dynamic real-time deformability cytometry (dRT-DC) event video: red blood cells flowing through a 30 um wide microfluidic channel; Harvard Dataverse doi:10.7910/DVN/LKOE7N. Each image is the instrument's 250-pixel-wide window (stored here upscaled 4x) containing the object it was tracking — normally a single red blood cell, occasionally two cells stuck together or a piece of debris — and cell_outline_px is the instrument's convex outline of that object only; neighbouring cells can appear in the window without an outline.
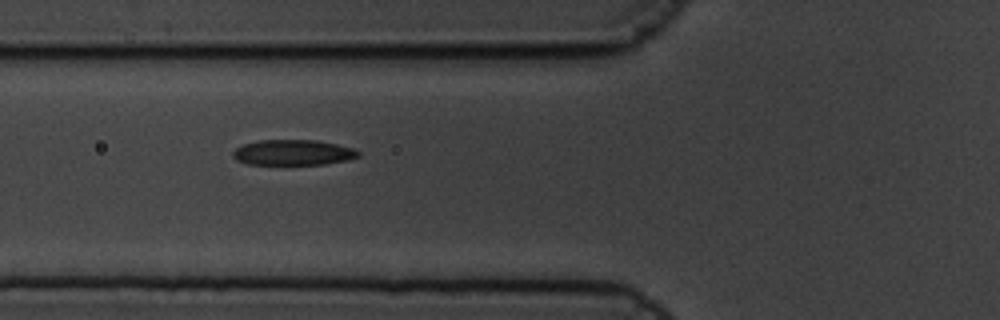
{"species": "common noctule bat (a hibernating species)", "species_latin": "Nyctalus noctula", "temperature_condition": "cold", "stored_images_in_passage": 16, "camera_frame_rate_fps": 3000, "um_per_image_px": 0.085, "animal": {"sex": "male", "body_mass_g": 19.5, "forearm_length_mm": 54.6}, "frame": {"image": 1, "passage_image": 9, "time_ms": 2.667, "image_size_px": [1000, 320], "cell_outline_px": [[360, 156], [348, 160], [324, 164], [248, 164], [236, 160], [232, 156], [232, 152], [236, 148], [244, 144], [260, 140], [316, 140], [336, 144], [352, 148], [360, 152]], "centroid_in_image_um": [24.91, 12.96], "position_along_channel_um": 100.9, "area_um2": 18.55}}
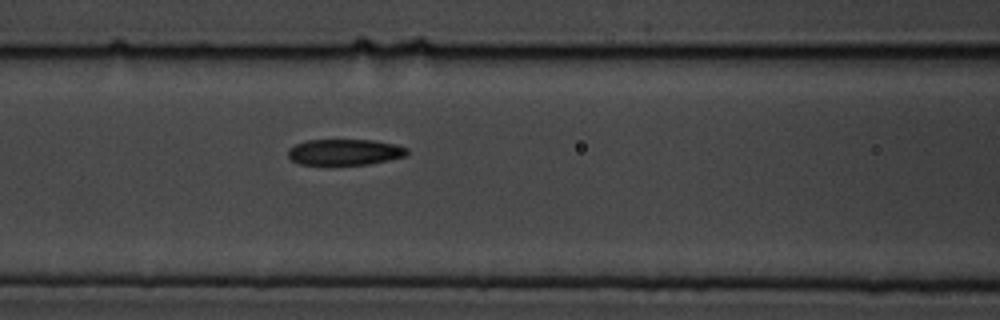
{"frame": {"image": 2, "passage_image": 12, "time_ms": 3.667, "image_size_px": [1000, 320], "cell_outline_px": [[408, 152], [404, 156], [388, 160], [368, 164], [300, 164], [292, 160], [288, 156], [288, 148], [304, 140], [376, 140], [396, 144], [408, 148]], "centroid_in_image_um": [29.3, 12.91], "position_along_channel_um": 137.3, "area_um2": 17.98}}